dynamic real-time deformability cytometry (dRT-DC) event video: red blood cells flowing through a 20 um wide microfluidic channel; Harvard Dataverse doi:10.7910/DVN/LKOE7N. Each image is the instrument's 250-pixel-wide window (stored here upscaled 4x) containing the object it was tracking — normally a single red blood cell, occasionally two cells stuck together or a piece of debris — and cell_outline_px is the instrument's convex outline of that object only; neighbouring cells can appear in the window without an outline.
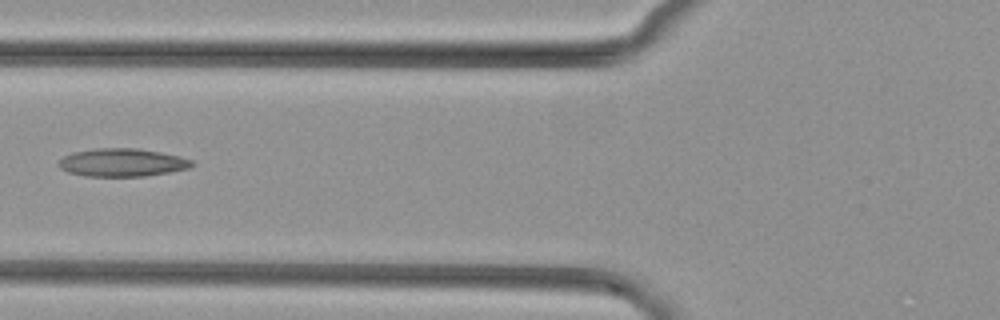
{"species": "common noctule bat (a hibernating species)", "species_latin": "Nyctalus noctula", "temperature_condition": "cold", "stored_images_in_passage": 6, "camera_frame_rate_fps": 3000, "um_per_image_px": 0.085, "animal": {"sex": "female", "body_mass_g": 29.2, "forearm_length_mm": 56.3}, "frame": {"image": 1, "passage_image": 6, "time_ms": 1.667, "image_size_px": [1000, 320], "cell_outline_px": [[196, 164], [192, 168], [144, 176], [84, 176], [68, 172], [60, 168], [60, 160], [64, 156], [72, 152], [96, 148], [136, 148], [160, 152], [180, 156], [192, 160]], "centroid_in_image_um": [10.42, 13.81], "position_along_channel_um": 115.4, "area_um2": 21.79}}